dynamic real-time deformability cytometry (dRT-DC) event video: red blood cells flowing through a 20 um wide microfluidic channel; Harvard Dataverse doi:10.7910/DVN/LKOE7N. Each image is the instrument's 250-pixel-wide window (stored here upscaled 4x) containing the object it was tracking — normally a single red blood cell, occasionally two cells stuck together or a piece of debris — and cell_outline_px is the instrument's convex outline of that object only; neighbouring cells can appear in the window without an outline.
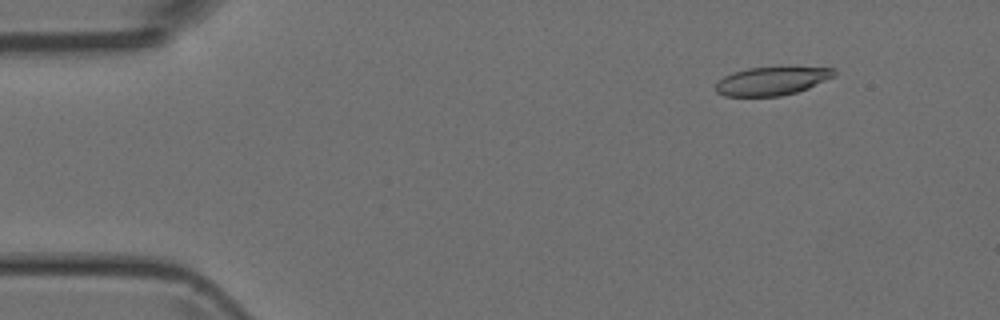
{"species": "Egyptian fruit bat (a non-hibernating species)", "species_latin": "Rousettus aegyptiacus", "temperature_condition": "room temperature", "stored_images_in_passage": 3, "camera_frame_rate_fps": 3000, "um_per_image_px": 0.085, "animal": {"sex": "female"}, "frame": {"image": 1, "passage_image": 2, "time_ms": 1.0, "image_size_px": [1000, 320], "cell_outline_px": [[836, 76], [808, 88], [796, 92], [780, 96], [724, 96], [716, 92], [716, 84], [724, 76], [732, 72], [748, 68], [836, 68]], "centroid_in_image_um": [65.6, 6.9], "position_along_channel_um": 19.4, "area_um2": 19.31}}